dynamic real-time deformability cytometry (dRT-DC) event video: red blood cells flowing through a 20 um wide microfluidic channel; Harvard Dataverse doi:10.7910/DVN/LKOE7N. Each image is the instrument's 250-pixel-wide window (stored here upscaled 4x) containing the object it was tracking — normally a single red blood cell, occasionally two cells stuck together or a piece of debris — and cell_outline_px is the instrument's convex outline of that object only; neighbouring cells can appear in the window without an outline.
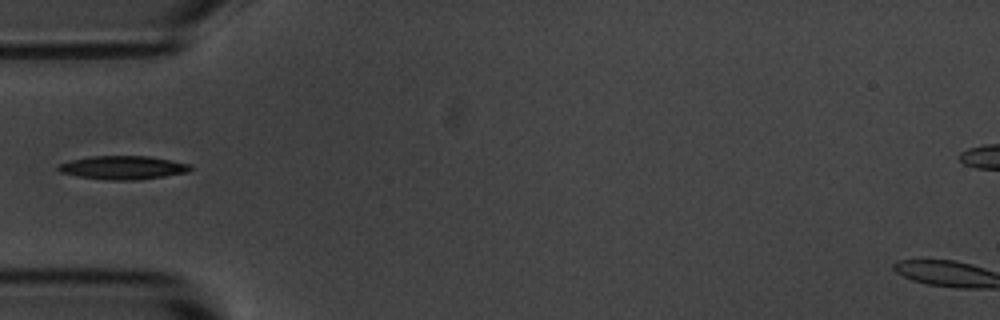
{"species": "common noctule bat (a hibernating species)", "species_latin": "Nyctalus noctula", "temperature_condition": "room temperature", "stored_images_in_passage": 39, "camera_frame_rate_fps": 3000, "um_per_image_px": 0.085, "animal": {"sex": "male", "body_mass_g": 20.1, "forearm_length_mm": 53.5}, "frame": {"image": 1, "passage_image": 1, "time_ms": 0.0, "image_size_px": [1000, 320], "cell_outline_px": [[192, 168], [188, 172], [164, 176], [136, 180], [108, 180], [76, 176], [60, 172], [56, 168], [56, 164], [68, 160], [92, 156], [148, 156], [188, 164]], "centroid_in_image_um": [10.35, 14.24], "position_along_channel_um": 74.6, "area_um2": 18.09}}
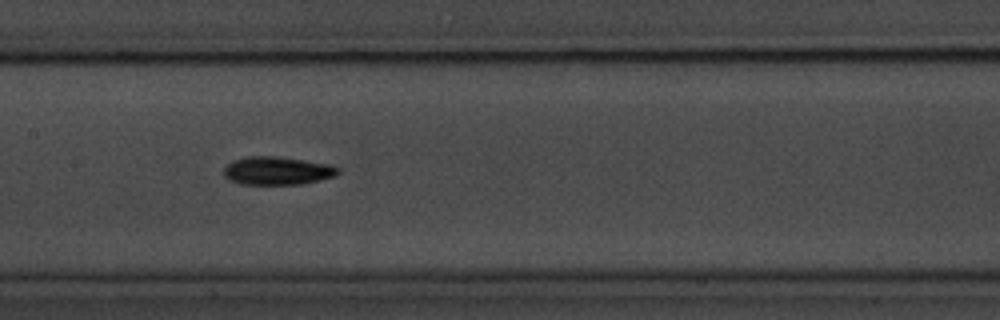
{"frame": {"image": 2, "passage_image": 10, "time_ms": 3.0, "image_size_px": [1000, 320], "cell_outline_px": [[340, 172], [336, 176], [320, 180], [300, 184], [240, 184], [224, 176], [224, 168], [232, 160], [248, 156], [276, 156], [328, 164], [340, 168]], "centroid_in_image_um": [23.58, 14.51], "position_along_channel_um": 183.8, "area_um2": 18.67}}
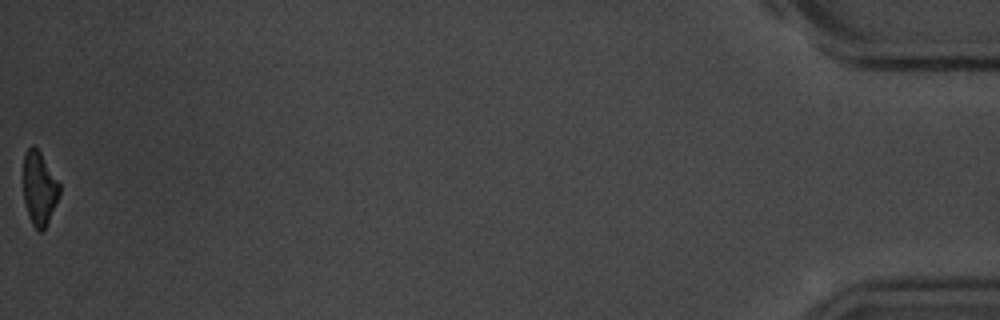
{"frame": {"image": 3, "passage_image": 39, "time_ms": 12.667, "image_size_px": [1000, 320], "cell_outline_px": [[60, 192], [56, 204], [44, 228], [40, 232], [32, 224], [28, 216], [24, 200], [24, 152], [32, 144], [40, 152], [60, 184]], "centroid_in_image_um": [3.33, 16.0], "position_along_channel_um": 431.9, "area_um2": 15.26}}